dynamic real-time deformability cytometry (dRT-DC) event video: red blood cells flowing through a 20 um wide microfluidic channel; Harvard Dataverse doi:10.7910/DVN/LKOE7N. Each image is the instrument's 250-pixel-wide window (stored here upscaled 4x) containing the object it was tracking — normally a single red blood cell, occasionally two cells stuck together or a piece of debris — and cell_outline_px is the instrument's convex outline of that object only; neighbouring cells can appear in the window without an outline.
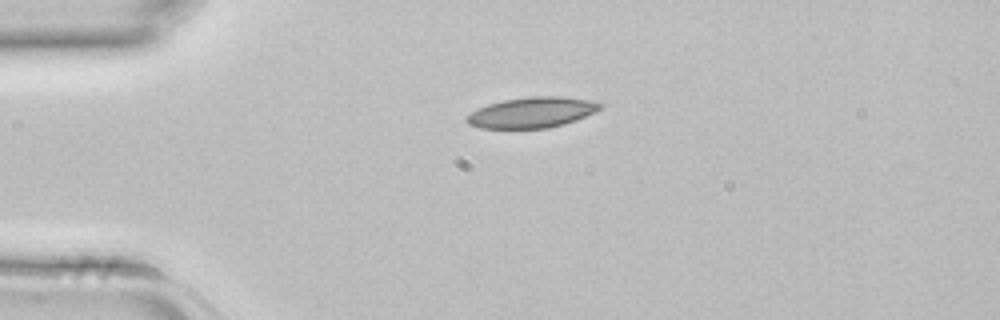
{"species": "common noctule bat (a hibernating species)", "species_latin": "Nyctalus noctula", "temperature_condition": "room temperature", "stored_images_in_passage": 2, "camera_frame_rate_fps": 3000, "um_per_image_px": 0.085, "animal": {"sex": "female", "body_mass_g": 22.7, "forearm_length_mm": 54.2}, "frame": {"image": 1, "passage_image": 1, "time_ms": 0.0, "image_size_px": [1000, 320], "cell_outline_px": [[604, 104], [600, 108], [576, 120], [564, 124], [548, 128], [480, 128], [468, 124], [464, 120], [464, 116], [476, 108], [488, 104], [504, 100], [528, 96], [560, 96], [588, 100]], "centroid_in_image_um": [45.13, 9.56], "position_along_channel_um": 39.9, "area_um2": 23.81}}
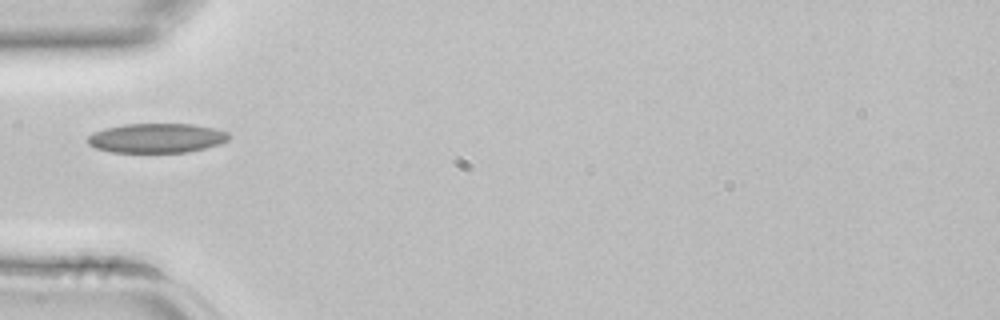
{"frame": {"image": 2, "passage_image": 2, "time_ms": 0.333, "image_size_px": [1000, 320], "cell_outline_px": [[232, 136], [228, 140], [220, 144], [188, 152], [112, 152], [96, 148], [88, 144], [88, 136], [104, 128], [124, 124], [192, 124], [216, 128], [228, 132]], "centroid_in_image_um": [13.36, 11.73], "position_along_channel_um": 71.6, "area_um2": 24.28}}